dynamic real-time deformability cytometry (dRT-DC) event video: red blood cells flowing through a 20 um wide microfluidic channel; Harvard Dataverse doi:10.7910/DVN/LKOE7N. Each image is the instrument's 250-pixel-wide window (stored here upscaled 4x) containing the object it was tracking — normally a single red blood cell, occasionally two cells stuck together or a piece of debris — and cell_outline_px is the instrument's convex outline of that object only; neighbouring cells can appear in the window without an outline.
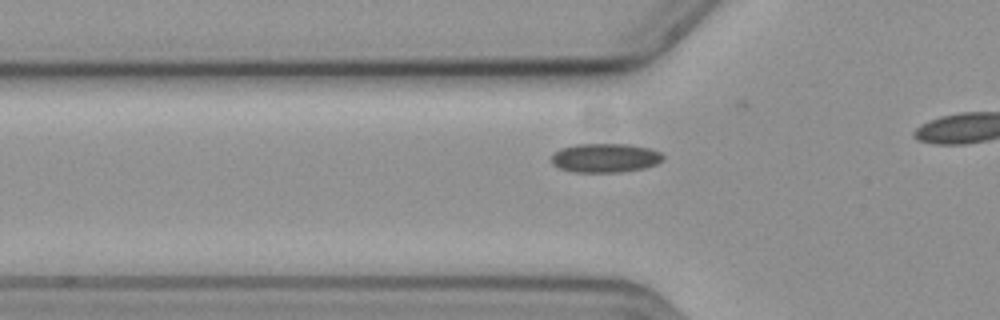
{"species": "common noctule bat (a hibernating species)", "species_latin": "Nyctalus noctula", "temperature_condition": "cold", "stored_images_in_passage": 28, "camera_frame_rate_fps": 3000, "um_per_image_px": 0.085, "animal": {"sex": "female", "body_mass_g": 19.3, "forearm_length_mm": 54.1}, "frame": {"image": 1, "passage_image": 15, "time_ms": 4.667, "image_size_px": [1000, 320], "cell_outline_px": [[664, 160], [656, 164], [644, 168], [620, 172], [572, 172], [560, 168], [552, 164], [552, 156], [560, 148], [576, 144], [628, 144], [648, 148], [660, 152], [664, 156]], "centroid_in_image_um": [51.45, 13.42], "position_along_channel_um": 74.4, "area_um2": 18.9}}
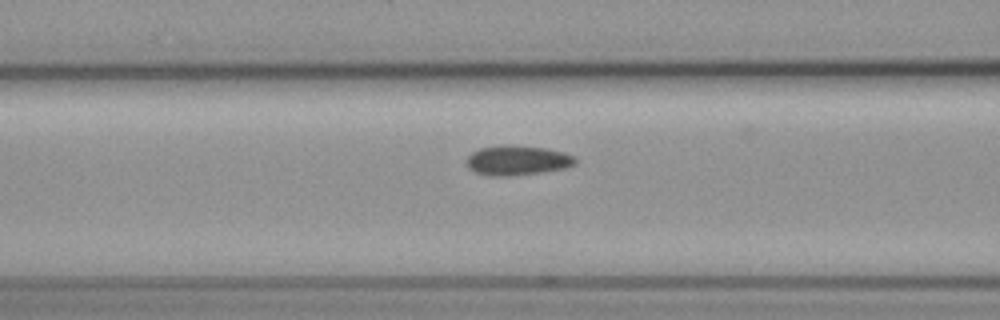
{"frame": {"image": 2, "passage_image": 19, "time_ms": 6.0, "image_size_px": [1000, 320], "cell_outline_px": [[576, 164], [564, 168], [540, 172], [508, 176], [492, 176], [476, 172], [468, 168], [468, 156], [472, 152], [480, 148], [504, 144], [508, 144], [544, 148], [564, 152], [572, 156], [576, 160]], "centroid_in_image_um": [43.96, 13.62], "position_along_channel_um": 122.6, "area_um2": 18.67}}
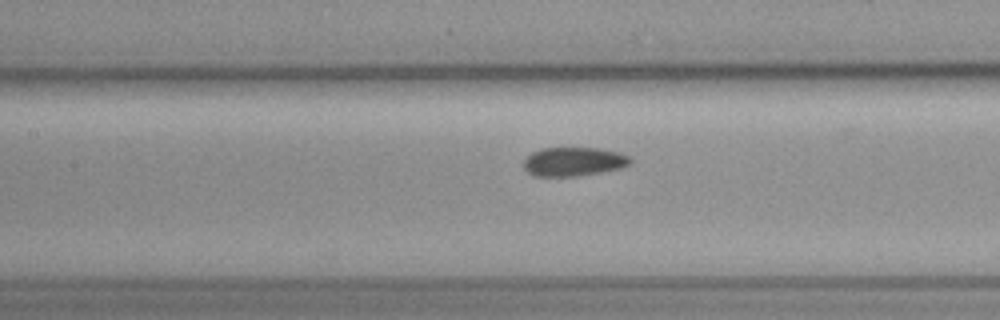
{"frame": {"image": 3, "passage_image": 22, "time_ms": 7.0, "image_size_px": [1000, 320], "cell_outline_px": [[632, 160], [628, 164], [620, 168], [600, 172], [576, 176], [536, 176], [528, 172], [524, 168], [524, 160], [532, 152], [540, 148], [600, 148], [620, 152], [628, 156]], "centroid_in_image_um": [48.75, 13.73], "position_along_channel_um": 158.6, "area_um2": 17.86}}